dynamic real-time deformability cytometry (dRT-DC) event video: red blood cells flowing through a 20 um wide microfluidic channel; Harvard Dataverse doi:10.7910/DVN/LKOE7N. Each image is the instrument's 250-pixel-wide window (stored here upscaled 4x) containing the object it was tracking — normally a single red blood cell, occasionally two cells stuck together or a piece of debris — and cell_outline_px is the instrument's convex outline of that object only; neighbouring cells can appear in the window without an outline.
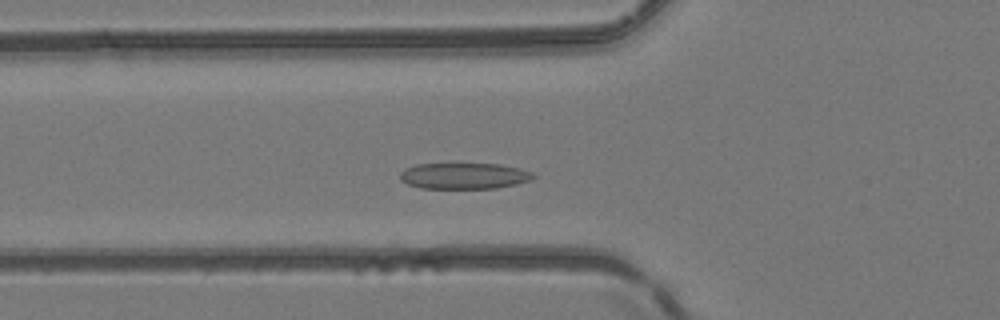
{"species": "common noctule bat (a hibernating species)", "species_latin": "Nyctalus noctula", "temperature_condition": "room temperature", "stored_images_in_passage": 37, "camera_frame_rate_fps": 3000, "um_per_image_px": 0.085, "animal": {"sex": "female", "body_mass_g": 24.6, "forearm_length_mm": 56.2}, "frame": {"image": 1, "passage_image": 4, "time_ms": 1.0, "image_size_px": [1000, 320], "cell_outline_px": [[536, 176], [532, 180], [516, 184], [496, 188], [420, 188], [408, 184], [400, 180], [400, 172], [416, 164], [500, 164], [520, 168], [532, 172]], "centroid_in_image_um": [39.48, 14.95], "position_along_channel_um": 86.3, "area_um2": 20.23}}
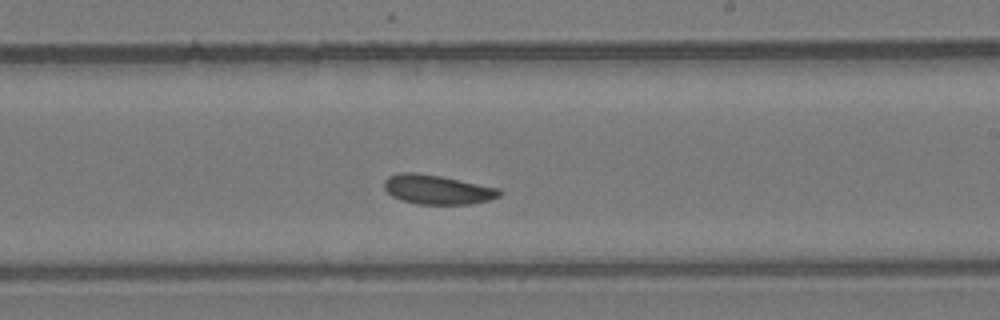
{"frame": {"image": 2, "passage_image": 16, "time_ms": 5.0, "image_size_px": [1000, 320], "cell_outline_px": [[504, 192], [500, 196], [488, 200], [468, 204], [416, 204], [400, 200], [392, 196], [384, 188], [384, 180], [388, 176], [400, 172], [412, 172], [440, 176], [500, 188]], "centroid_in_image_um": [37.17, 16.11], "position_along_channel_um": 251.8, "area_um2": 19.77}}
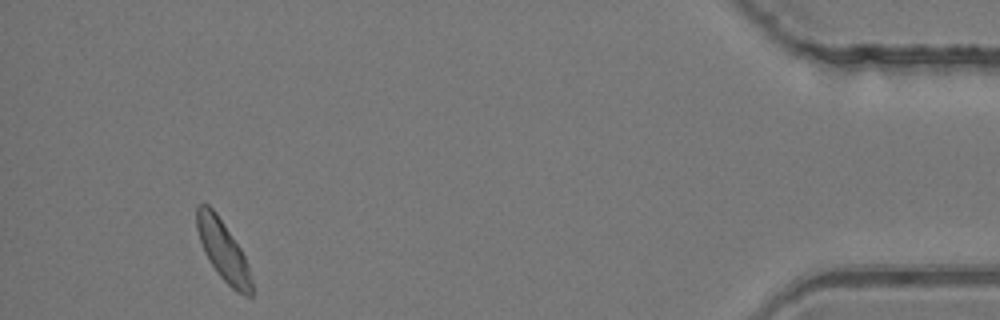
{"frame": {"image": 3, "passage_image": 33, "time_ms": 10.667, "image_size_px": [1000, 320], "cell_outline_px": [[252, 296], [244, 296], [236, 292], [216, 272], [208, 260], [204, 252], [196, 228], [196, 204], [208, 204], [216, 212], [240, 248], [248, 264], [252, 280]], "centroid_in_image_um": [18.95, 21.3], "position_along_channel_um": 416.2, "area_um2": 19.25}, "authors_computed_cell_mechanics": {"area_um2": 19.363, "velocity_mm_per_s": 4.131, "shape_relaxation_time_tau1_ms": 2.5667, "shape_relaxation_time_tau2_ms": 6.4882, "deformation_change_tau1": 0.0783, "deformation_change_tau2": 0.1277}}